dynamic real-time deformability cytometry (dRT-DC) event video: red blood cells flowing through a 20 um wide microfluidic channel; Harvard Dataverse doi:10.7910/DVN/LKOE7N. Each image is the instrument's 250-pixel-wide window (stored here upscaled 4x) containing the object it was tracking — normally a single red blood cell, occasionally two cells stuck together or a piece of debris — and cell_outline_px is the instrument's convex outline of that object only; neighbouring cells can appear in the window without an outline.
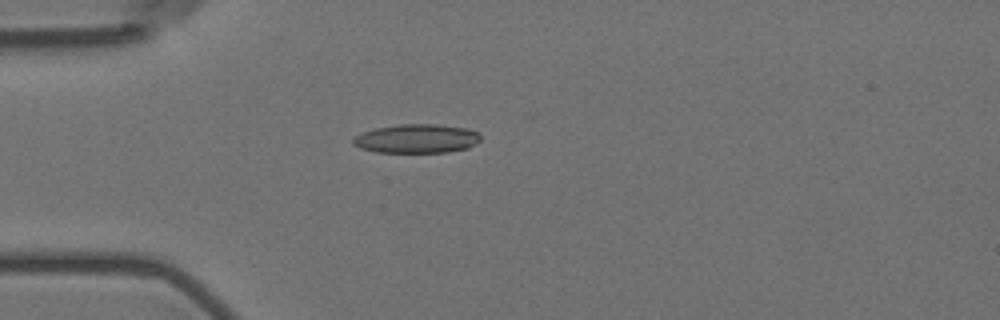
{"species": "Egyptian fruit bat (a non-hibernating species)", "species_latin": "Rousettus aegyptiacus", "temperature_condition": "room temperature", "stored_images_in_passage": 6, "camera_frame_rate_fps": 3000, "um_per_image_px": 0.085, "animal": {"sex": "female"}, "frame": {"image": 1, "passage_image": 4, "time_ms": 1.0, "image_size_px": [1000, 320], "cell_outline_px": [[480, 140], [468, 148], [448, 152], [376, 152], [360, 148], [352, 144], [352, 140], [356, 136], [364, 132], [376, 128], [400, 124], [436, 124], [468, 128], [476, 132], [480, 136]], "centroid_in_image_um": [35.42, 11.78], "position_along_channel_um": 49.6, "area_um2": 21.39}}